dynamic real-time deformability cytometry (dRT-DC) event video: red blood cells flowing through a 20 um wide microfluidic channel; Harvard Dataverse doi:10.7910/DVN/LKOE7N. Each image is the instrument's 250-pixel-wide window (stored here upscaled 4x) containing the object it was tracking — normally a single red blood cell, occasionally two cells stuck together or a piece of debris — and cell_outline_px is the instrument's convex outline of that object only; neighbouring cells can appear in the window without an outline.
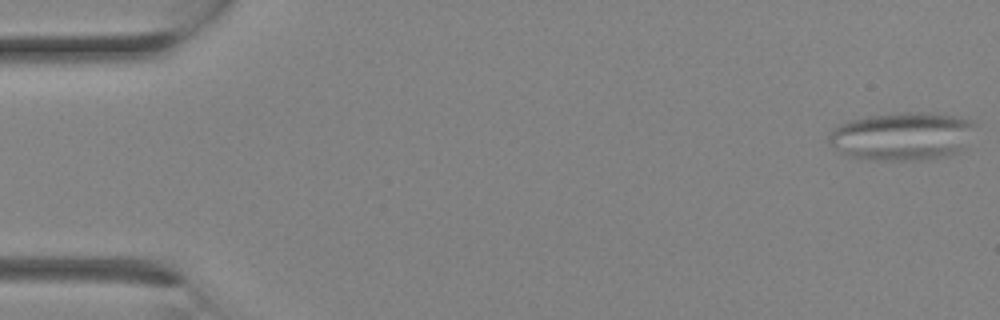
{"species": "Egyptian fruit bat (a non-hibernating species)", "species_latin": "Rousettus aegyptiacus", "temperature_condition": "room temperature", "stored_images_in_passage": 8, "camera_frame_rate_fps": 3000, "um_per_image_px": 0.085, "animal": {"sex": "female"}, "frame": {"image": 1, "passage_image": 1, "time_ms": 0.0, "image_size_px": [1000, 320], "cell_outline_px": [[976, 124], [960, 152], [928, 160], [876, 160], [852, 156], [840, 152], [828, 144], [828, 132], [832, 128], [840, 124], [852, 120], [868, 116], [896, 112], [928, 112], [956, 116], [972, 120]], "centroid_in_image_um": [76.66, 11.57], "position_along_channel_um": 8.3, "area_um2": 41.27}}
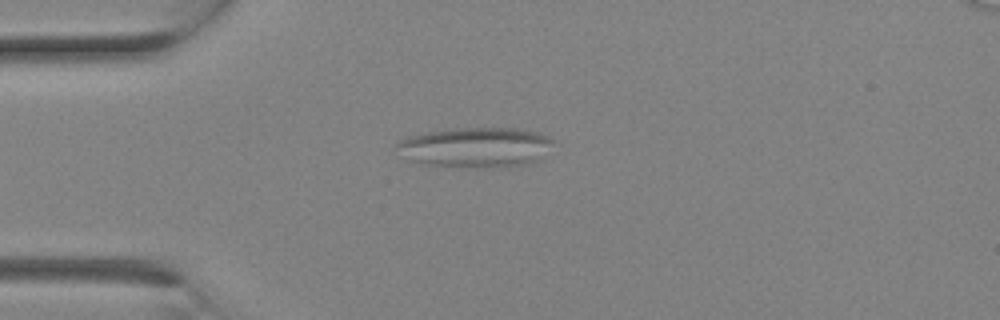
{"frame": {"image": 2, "passage_image": 7, "time_ms": 2.0, "image_size_px": [1000, 320], "cell_outline_px": [[556, 140], [540, 160], [528, 164], [488, 168], [464, 168], [424, 164], [412, 160], [396, 148], [396, 144], [400, 140], [408, 136], [424, 132], [452, 128], [516, 128], [536, 132], [548, 136]], "centroid_in_image_um": [40.47, 12.52], "position_along_channel_um": 44.5, "area_um2": 36.88}}